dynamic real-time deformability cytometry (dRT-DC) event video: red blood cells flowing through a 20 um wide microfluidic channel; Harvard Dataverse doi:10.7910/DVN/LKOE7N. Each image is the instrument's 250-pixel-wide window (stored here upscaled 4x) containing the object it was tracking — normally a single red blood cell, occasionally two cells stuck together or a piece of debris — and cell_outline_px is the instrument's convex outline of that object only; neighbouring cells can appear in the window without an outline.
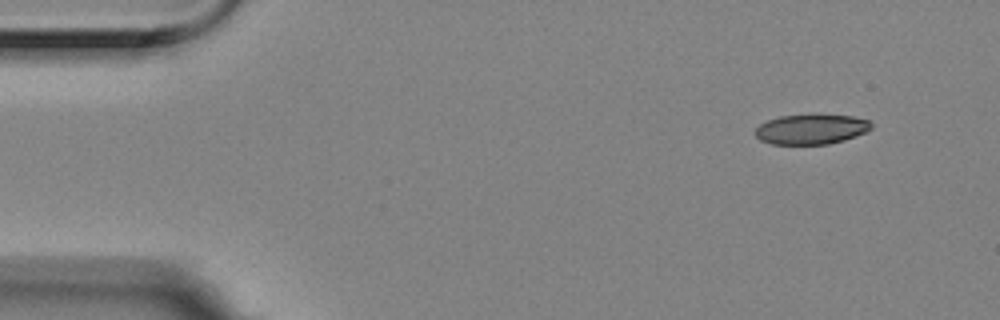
{"species": "Egyptian fruit bat (a non-hibernating species)", "species_latin": "Rousettus aegyptiacus", "temperature_condition": "room temperature", "stored_images_in_passage": 4, "camera_frame_rate_fps": 3000, "um_per_image_px": 0.085, "animal": {"sex": "female"}, "frame": {"image": 1, "passage_image": 1, "time_ms": 0.0, "image_size_px": [1000, 320], "cell_outline_px": [[872, 128], [856, 136], [844, 140], [828, 144], [772, 144], [760, 140], [756, 136], [756, 128], [760, 124], [768, 120], [780, 116], [812, 112], [816, 112], [852, 116], [868, 120], [872, 124]], "centroid_in_image_um": [68.96, 10.94], "position_along_channel_um": 16.0, "area_um2": 20.87}}
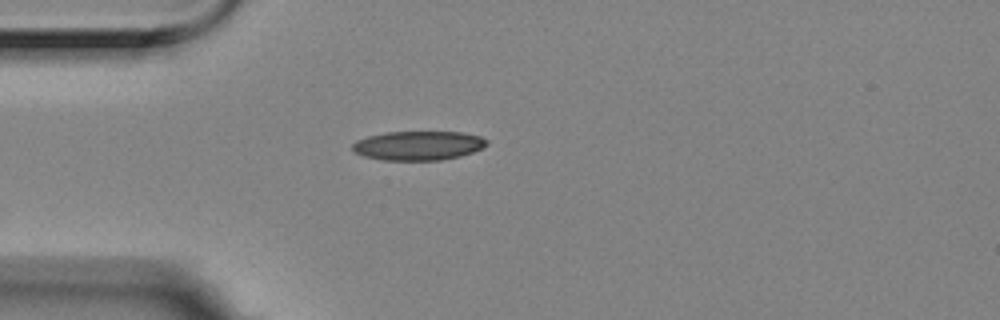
{"frame": {"image": 2, "passage_image": 4, "time_ms": 1.0, "image_size_px": [1000, 320], "cell_outline_px": [[488, 144], [484, 148], [460, 156], [440, 160], [380, 160], [364, 156], [352, 152], [352, 144], [356, 140], [368, 136], [388, 132], [464, 132], [480, 136], [488, 140]], "centroid_in_image_um": [35.56, 12.37], "position_along_channel_um": 49.4, "area_um2": 23.0}}